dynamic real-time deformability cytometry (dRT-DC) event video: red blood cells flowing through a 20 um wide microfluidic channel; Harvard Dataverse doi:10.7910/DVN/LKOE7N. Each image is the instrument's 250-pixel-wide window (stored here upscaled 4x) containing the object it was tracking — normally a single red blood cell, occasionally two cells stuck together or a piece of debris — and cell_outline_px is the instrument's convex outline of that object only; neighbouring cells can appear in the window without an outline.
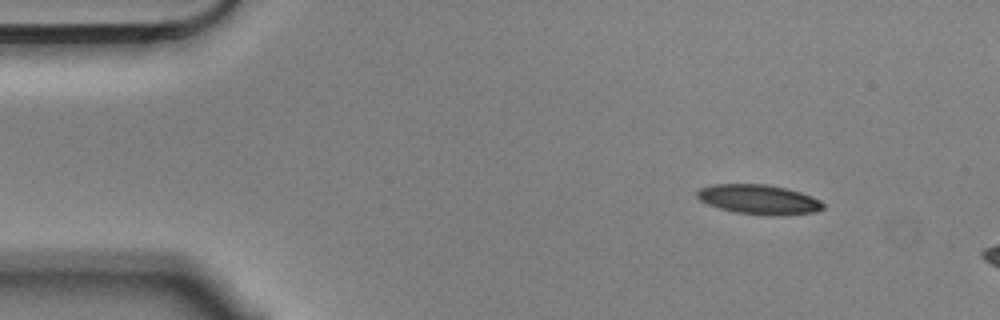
{"species": "Egyptian fruit bat (a non-hibernating species)", "species_latin": "Rousettus aegyptiacus", "temperature_condition": "cold", "stored_images_in_passage": 7, "camera_frame_rate_fps": 3000, "um_per_image_px": 0.085, "animal": {"sex": "male"}, "frame": {"image": 1, "passage_image": 1, "time_ms": 0.0, "image_size_px": [1000, 320], "cell_outline_px": [[824, 208], [816, 212], [776, 216], [772, 216], [736, 212], [720, 208], [708, 204], [700, 200], [696, 196], [696, 192], [700, 188], [712, 184], [768, 184], [788, 188], [812, 196], [820, 200], [824, 204]], "centroid_in_image_um": [64.52, 16.95], "position_along_channel_um": 20.5, "area_um2": 21.91}}